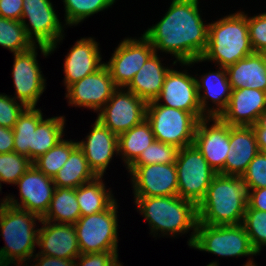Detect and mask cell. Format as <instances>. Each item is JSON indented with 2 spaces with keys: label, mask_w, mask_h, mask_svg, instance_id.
Returning <instances> with one entry per match:
<instances>
[{
  "label": "cell",
  "mask_w": 266,
  "mask_h": 266,
  "mask_svg": "<svg viewBox=\"0 0 266 266\" xmlns=\"http://www.w3.org/2000/svg\"><path fill=\"white\" fill-rule=\"evenodd\" d=\"M198 4V0H172L162 19L142 34L155 53L174 55L173 65L202 58L207 49L209 23L205 25Z\"/></svg>",
  "instance_id": "1"
},
{
  "label": "cell",
  "mask_w": 266,
  "mask_h": 266,
  "mask_svg": "<svg viewBox=\"0 0 266 266\" xmlns=\"http://www.w3.org/2000/svg\"><path fill=\"white\" fill-rule=\"evenodd\" d=\"M249 191L240 176L216 174L197 206L198 223L225 226L242 224Z\"/></svg>",
  "instance_id": "2"
},
{
  "label": "cell",
  "mask_w": 266,
  "mask_h": 266,
  "mask_svg": "<svg viewBox=\"0 0 266 266\" xmlns=\"http://www.w3.org/2000/svg\"><path fill=\"white\" fill-rule=\"evenodd\" d=\"M134 200L137 211L148 222L154 237L158 232L163 236L176 237L180 233L182 235L193 230L188 240V246H192L198 223L197 206L193 202L178 195L135 197Z\"/></svg>",
  "instance_id": "3"
},
{
  "label": "cell",
  "mask_w": 266,
  "mask_h": 266,
  "mask_svg": "<svg viewBox=\"0 0 266 266\" xmlns=\"http://www.w3.org/2000/svg\"><path fill=\"white\" fill-rule=\"evenodd\" d=\"M253 53L247 14L238 11L209 23L208 46L202 58L181 64L190 66L202 61H212L218 67L226 68Z\"/></svg>",
  "instance_id": "4"
},
{
  "label": "cell",
  "mask_w": 266,
  "mask_h": 266,
  "mask_svg": "<svg viewBox=\"0 0 266 266\" xmlns=\"http://www.w3.org/2000/svg\"><path fill=\"white\" fill-rule=\"evenodd\" d=\"M37 220L39 223L42 218L9 204L0 208V235L5 241V246L0 248V262L26 264L33 261L31 257L38 245Z\"/></svg>",
  "instance_id": "5"
},
{
  "label": "cell",
  "mask_w": 266,
  "mask_h": 266,
  "mask_svg": "<svg viewBox=\"0 0 266 266\" xmlns=\"http://www.w3.org/2000/svg\"><path fill=\"white\" fill-rule=\"evenodd\" d=\"M146 119L155 140L175 145L179 149L194 144L198 119L190 112L147 102Z\"/></svg>",
  "instance_id": "6"
},
{
  "label": "cell",
  "mask_w": 266,
  "mask_h": 266,
  "mask_svg": "<svg viewBox=\"0 0 266 266\" xmlns=\"http://www.w3.org/2000/svg\"><path fill=\"white\" fill-rule=\"evenodd\" d=\"M118 205L116 200L104 211L81 216L74 224L80 252H118Z\"/></svg>",
  "instance_id": "7"
},
{
  "label": "cell",
  "mask_w": 266,
  "mask_h": 266,
  "mask_svg": "<svg viewBox=\"0 0 266 266\" xmlns=\"http://www.w3.org/2000/svg\"><path fill=\"white\" fill-rule=\"evenodd\" d=\"M175 164L178 196L198 206L217 173L210 167L195 144L179 149Z\"/></svg>",
  "instance_id": "8"
},
{
  "label": "cell",
  "mask_w": 266,
  "mask_h": 266,
  "mask_svg": "<svg viewBox=\"0 0 266 266\" xmlns=\"http://www.w3.org/2000/svg\"><path fill=\"white\" fill-rule=\"evenodd\" d=\"M191 248L223 257L256 256L242 224L213 226L197 223Z\"/></svg>",
  "instance_id": "9"
},
{
  "label": "cell",
  "mask_w": 266,
  "mask_h": 266,
  "mask_svg": "<svg viewBox=\"0 0 266 266\" xmlns=\"http://www.w3.org/2000/svg\"><path fill=\"white\" fill-rule=\"evenodd\" d=\"M21 23L28 38L36 45L49 47L50 53L56 50L65 34L63 25L50 0H23ZM28 19L29 23H26ZM35 37V39H34Z\"/></svg>",
  "instance_id": "10"
},
{
  "label": "cell",
  "mask_w": 266,
  "mask_h": 266,
  "mask_svg": "<svg viewBox=\"0 0 266 266\" xmlns=\"http://www.w3.org/2000/svg\"><path fill=\"white\" fill-rule=\"evenodd\" d=\"M37 48L45 57L51 54L49 47L37 44L29 50L14 54L12 76L15 95L13 98L26 107H36L46 86V79L37 61Z\"/></svg>",
  "instance_id": "11"
},
{
  "label": "cell",
  "mask_w": 266,
  "mask_h": 266,
  "mask_svg": "<svg viewBox=\"0 0 266 266\" xmlns=\"http://www.w3.org/2000/svg\"><path fill=\"white\" fill-rule=\"evenodd\" d=\"M146 107L144 99L128 89L118 87L98 112L96 119L111 132L120 135L146 119Z\"/></svg>",
  "instance_id": "12"
},
{
  "label": "cell",
  "mask_w": 266,
  "mask_h": 266,
  "mask_svg": "<svg viewBox=\"0 0 266 266\" xmlns=\"http://www.w3.org/2000/svg\"><path fill=\"white\" fill-rule=\"evenodd\" d=\"M154 53L153 46L143 35L139 39L125 38L105 65L115 85L125 88Z\"/></svg>",
  "instance_id": "13"
},
{
  "label": "cell",
  "mask_w": 266,
  "mask_h": 266,
  "mask_svg": "<svg viewBox=\"0 0 266 266\" xmlns=\"http://www.w3.org/2000/svg\"><path fill=\"white\" fill-rule=\"evenodd\" d=\"M134 197L178 195L176 164L130 165Z\"/></svg>",
  "instance_id": "14"
},
{
  "label": "cell",
  "mask_w": 266,
  "mask_h": 266,
  "mask_svg": "<svg viewBox=\"0 0 266 266\" xmlns=\"http://www.w3.org/2000/svg\"><path fill=\"white\" fill-rule=\"evenodd\" d=\"M194 144L210 167L217 174L225 175V160L230 145V125L219 117L200 119L195 129Z\"/></svg>",
  "instance_id": "15"
},
{
  "label": "cell",
  "mask_w": 266,
  "mask_h": 266,
  "mask_svg": "<svg viewBox=\"0 0 266 266\" xmlns=\"http://www.w3.org/2000/svg\"><path fill=\"white\" fill-rule=\"evenodd\" d=\"M117 88L109 69L104 64L96 72L71 84L66 90L65 97L72 107H84L99 112Z\"/></svg>",
  "instance_id": "16"
},
{
  "label": "cell",
  "mask_w": 266,
  "mask_h": 266,
  "mask_svg": "<svg viewBox=\"0 0 266 266\" xmlns=\"http://www.w3.org/2000/svg\"><path fill=\"white\" fill-rule=\"evenodd\" d=\"M19 187L20 202L8 195V204L41 218L46 214L52 200L55 184L53 178L46 176L32 165L14 184Z\"/></svg>",
  "instance_id": "17"
},
{
  "label": "cell",
  "mask_w": 266,
  "mask_h": 266,
  "mask_svg": "<svg viewBox=\"0 0 266 266\" xmlns=\"http://www.w3.org/2000/svg\"><path fill=\"white\" fill-rule=\"evenodd\" d=\"M154 101L159 105L190 112L198 120L206 118L199 104L196 77L186 71L170 69Z\"/></svg>",
  "instance_id": "18"
},
{
  "label": "cell",
  "mask_w": 266,
  "mask_h": 266,
  "mask_svg": "<svg viewBox=\"0 0 266 266\" xmlns=\"http://www.w3.org/2000/svg\"><path fill=\"white\" fill-rule=\"evenodd\" d=\"M85 139L86 141L82 139L77 142L78 147L83 151L93 172L97 176H104L114 154L118 155V135L96 119Z\"/></svg>",
  "instance_id": "19"
},
{
  "label": "cell",
  "mask_w": 266,
  "mask_h": 266,
  "mask_svg": "<svg viewBox=\"0 0 266 266\" xmlns=\"http://www.w3.org/2000/svg\"><path fill=\"white\" fill-rule=\"evenodd\" d=\"M266 109V92L258 89H232L227 108L219 118L230 126H252Z\"/></svg>",
  "instance_id": "20"
},
{
  "label": "cell",
  "mask_w": 266,
  "mask_h": 266,
  "mask_svg": "<svg viewBox=\"0 0 266 266\" xmlns=\"http://www.w3.org/2000/svg\"><path fill=\"white\" fill-rule=\"evenodd\" d=\"M41 225L38 232V254L63 259H76L81 254L73 224L41 221Z\"/></svg>",
  "instance_id": "21"
},
{
  "label": "cell",
  "mask_w": 266,
  "mask_h": 266,
  "mask_svg": "<svg viewBox=\"0 0 266 266\" xmlns=\"http://www.w3.org/2000/svg\"><path fill=\"white\" fill-rule=\"evenodd\" d=\"M98 42L94 38H81L70 48L64 61V86L66 89L73 83L83 79L100 69L105 62L102 57Z\"/></svg>",
  "instance_id": "22"
},
{
  "label": "cell",
  "mask_w": 266,
  "mask_h": 266,
  "mask_svg": "<svg viewBox=\"0 0 266 266\" xmlns=\"http://www.w3.org/2000/svg\"><path fill=\"white\" fill-rule=\"evenodd\" d=\"M196 85L202 113L206 117H219L227 108L232 92L226 69L220 66L217 72L201 75L200 81L196 77ZM207 100H211L215 107L209 108Z\"/></svg>",
  "instance_id": "23"
},
{
  "label": "cell",
  "mask_w": 266,
  "mask_h": 266,
  "mask_svg": "<svg viewBox=\"0 0 266 266\" xmlns=\"http://www.w3.org/2000/svg\"><path fill=\"white\" fill-rule=\"evenodd\" d=\"M258 152V143L252 126H230L225 175L241 177Z\"/></svg>",
  "instance_id": "24"
},
{
  "label": "cell",
  "mask_w": 266,
  "mask_h": 266,
  "mask_svg": "<svg viewBox=\"0 0 266 266\" xmlns=\"http://www.w3.org/2000/svg\"><path fill=\"white\" fill-rule=\"evenodd\" d=\"M232 89L251 88L266 92V62L253 53L225 68Z\"/></svg>",
  "instance_id": "25"
},
{
  "label": "cell",
  "mask_w": 266,
  "mask_h": 266,
  "mask_svg": "<svg viewBox=\"0 0 266 266\" xmlns=\"http://www.w3.org/2000/svg\"><path fill=\"white\" fill-rule=\"evenodd\" d=\"M170 69L168 66L164 67L157 53H154L125 89L130 90L146 102L153 101L161 92L165 77Z\"/></svg>",
  "instance_id": "26"
},
{
  "label": "cell",
  "mask_w": 266,
  "mask_h": 266,
  "mask_svg": "<svg viewBox=\"0 0 266 266\" xmlns=\"http://www.w3.org/2000/svg\"><path fill=\"white\" fill-rule=\"evenodd\" d=\"M97 175L89 167L83 151L77 146L62 168L53 177L55 187L76 189L80 185L90 182Z\"/></svg>",
  "instance_id": "27"
},
{
  "label": "cell",
  "mask_w": 266,
  "mask_h": 266,
  "mask_svg": "<svg viewBox=\"0 0 266 266\" xmlns=\"http://www.w3.org/2000/svg\"><path fill=\"white\" fill-rule=\"evenodd\" d=\"M102 178L103 176H97L92 181L76 188L81 216L102 212L116 200L111 193L112 190L106 189Z\"/></svg>",
  "instance_id": "28"
},
{
  "label": "cell",
  "mask_w": 266,
  "mask_h": 266,
  "mask_svg": "<svg viewBox=\"0 0 266 266\" xmlns=\"http://www.w3.org/2000/svg\"><path fill=\"white\" fill-rule=\"evenodd\" d=\"M154 140L155 137L147 119L118 135V155H121L126 164V168H128Z\"/></svg>",
  "instance_id": "29"
},
{
  "label": "cell",
  "mask_w": 266,
  "mask_h": 266,
  "mask_svg": "<svg viewBox=\"0 0 266 266\" xmlns=\"http://www.w3.org/2000/svg\"><path fill=\"white\" fill-rule=\"evenodd\" d=\"M80 217L76 189L55 187L49 209L41 221L74 225Z\"/></svg>",
  "instance_id": "30"
},
{
  "label": "cell",
  "mask_w": 266,
  "mask_h": 266,
  "mask_svg": "<svg viewBox=\"0 0 266 266\" xmlns=\"http://www.w3.org/2000/svg\"><path fill=\"white\" fill-rule=\"evenodd\" d=\"M65 116L43 119L33 132L32 162L53 148L63 138Z\"/></svg>",
  "instance_id": "31"
},
{
  "label": "cell",
  "mask_w": 266,
  "mask_h": 266,
  "mask_svg": "<svg viewBox=\"0 0 266 266\" xmlns=\"http://www.w3.org/2000/svg\"><path fill=\"white\" fill-rule=\"evenodd\" d=\"M42 111L27 107L14 125V152L27 156L32 161V139L37 125L43 120Z\"/></svg>",
  "instance_id": "32"
},
{
  "label": "cell",
  "mask_w": 266,
  "mask_h": 266,
  "mask_svg": "<svg viewBox=\"0 0 266 266\" xmlns=\"http://www.w3.org/2000/svg\"><path fill=\"white\" fill-rule=\"evenodd\" d=\"M77 146L75 141L62 139L53 148L37 158L33 165L46 176L53 178Z\"/></svg>",
  "instance_id": "33"
},
{
  "label": "cell",
  "mask_w": 266,
  "mask_h": 266,
  "mask_svg": "<svg viewBox=\"0 0 266 266\" xmlns=\"http://www.w3.org/2000/svg\"><path fill=\"white\" fill-rule=\"evenodd\" d=\"M34 45L21 21L0 16V46L15 54L29 50Z\"/></svg>",
  "instance_id": "34"
},
{
  "label": "cell",
  "mask_w": 266,
  "mask_h": 266,
  "mask_svg": "<svg viewBox=\"0 0 266 266\" xmlns=\"http://www.w3.org/2000/svg\"><path fill=\"white\" fill-rule=\"evenodd\" d=\"M116 0H63L65 25L73 26L83 22L89 16L111 7Z\"/></svg>",
  "instance_id": "35"
},
{
  "label": "cell",
  "mask_w": 266,
  "mask_h": 266,
  "mask_svg": "<svg viewBox=\"0 0 266 266\" xmlns=\"http://www.w3.org/2000/svg\"><path fill=\"white\" fill-rule=\"evenodd\" d=\"M242 225L253 249L259 254L262 247L266 246V211L255 210L248 205Z\"/></svg>",
  "instance_id": "36"
},
{
  "label": "cell",
  "mask_w": 266,
  "mask_h": 266,
  "mask_svg": "<svg viewBox=\"0 0 266 266\" xmlns=\"http://www.w3.org/2000/svg\"><path fill=\"white\" fill-rule=\"evenodd\" d=\"M32 165L27 156L16 152L0 153V182L15 184Z\"/></svg>",
  "instance_id": "37"
},
{
  "label": "cell",
  "mask_w": 266,
  "mask_h": 266,
  "mask_svg": "<svg viewBox=\"0 0 266 266\" xmlns=\"http://www.w3.org/2000/svg\"><path fill=\"white\" fill-rule=\"evenodd\" d=\"M179 148L154 140L131 165L174 164Z\"/></svg>",
  "instance_id": "38"
},
{
  "label": "cell",
  "mask_w": 266,
  "mask_h": 266,
  "mask_svg": "<svg viewBox=\"0 0 266 266\" xmlns=\"http://www.w3.org/2000/svg\"><path fill=\"white\" fill-rule=\"evenodd\" d=\"M248 191L266 187V153L258 152L241 176Z\"/></svg>",
  "instance_id": "39"
},
{
  "label": "cell",
  "mask_w": 266,
  "mask_h": 266,
  "mask_svg": "<svg viewBox=\"0 0 266 266\" xmlns=\"http://www.w3.org/2000/svg\"><path fill=\"white\" fill-rule=\"evenodd\" d=\"M13 97L0 94V126L14 128L19 116L27 108L23 103H18Z\"/></svg>",
  "instance_id": "40"
},
{
  "label": "cell",
  "mask_w": 266,
  "mask_h": 266,
  "mask_svg": "<svg viewBox=\"0 0 266 266\" xmlns=\"http://www.w3.org/2000/svg\"><path fill=\"white\" fill-rule=\"evenodd\" d=\"M247 23L252 49L255 53H260L266 48V12L253 17H248L247 14Z\"/></svg>",
  "instance_id": "41"
},
{
  "label": "cell",
  "mask_w": 266,
  "mask_h": 266,
  "mask_svg": "<svg viewBox=\"0 0 266 266\" xmlns=\"http://www.w3.org/2000/svg\"><path fill=\"white\" fill-rule=\"evenodd\" d=\"M118 261L117 252L81 253L75 259V266H115Z\"/></svg>",
  "instance_id": "42"
},
{
  "label": "cell",
  "mask_w": 266,
  "mask_h": 266,
  "mask_svg": "<svg viewBox=\"0 0 266 266\" xmlns=\"http://www.w3.org/2000/svg\"><path fill=\"white\" fill-rule=\"evenodd\" d=\"M23 0H0V16L21 21Z\"/></svg>",
  "instance_id": "43"
},
{
  "label": "cell",
  "mask_w": 266,
  "mask_h": 266,
  "mask_svg": "<svg viewBox=\"0 0 266 266\" xmlns=\"http://www.w3.org/2000/svg\"><path fill=\"white\" fill-rule=\"evenodd\" d=\"M32 258L36 261L34 260L35 264L32 263L31 266H75V259H63L38 253L33 255Z\"/></svg>",
  "instance_id": "44"
},
{
  "label": "cell",
  "mask_w": 266,
  "mask_h": 266,
  "mask_svg": "<svg viewBox=\"0 0 266 266\" xmlns=\"http://www.w3.org/2000/svg\"><path fill=\"white\" fill-rule=\"evenodd\" d=\"M252 128L256 135V141L260 152L266 153V109L260 114L258 121Z\"/></svg>",
  "instance_id": "45"
},
{
  "label": "cell",
  "mask_w": 266,
  "mask_h": 266,
  "mask_svg": "<svg viewBox=\"0 0 266 266\" xmlns=\"http://www.w3.org/2000/svg\"><path fill=\"white\" fill-rule=\"evenodd\" d=\"M248 205L252 209L266 211V187L249 190Z\"/></svg>",
  "instance_id": "46"
},
{
  "label": "cell",
  "mask_w": 266,
  "mask_h": 266,
  "mask_svg": "<svg viewBox=\"0 0 266 266\" xmlns=\"http://www.w3.org/2000/svg\"><path fill=\"white\" fill-rule=\"evenodd\" d=\"M14 152L13 129L0 126V153Z\"/></svg>",
  "instance_id": "47"
},
{
  "label": "cell",
  "mask_w": 266,
  "mask_h": 266,
  "mask_svg": "<svg viewBox=\"0 0 266 266\" xmlns=\"http://www.w3.org/2000/svg\"><path fill=\"white\" fill-rule=\"evenodd\" d=\"M9 265H11V263H4V262H0V266H9ZM14 265L15 266H29L28 265V263H26V264H23V263H20V265H19V263H14Z\"/></svg>",
  "instance_id": "48"
},
{
  "label": "cell",
  "mask_w": 266,
  "mask_h": 266,
  "mask_svg": "<svg viewBox=\"0 0 266 266\" xmlns=\"http://www.w3.org/2000/svg\"><path fill=\"white\" fill-rule=\"evenodd\" d=\"M243 266H257L254 262L252 258H249V260L247 261L246 264H244Z\"/></svg>",
  "instance_id": "49"
},
{
  "label": "cell",
  "mask_w": 266,
  "mask_h": 266,
  "mask_svg": "<svg viewBox=\"0 0 266 266\" xmlns=\"http://www.w3.org/2000/svg\"><path fill=\"white\" fill-rule=\"evenodd\" d=\"M260 54L263 56L264 61L266 62V48L263 49V50L260 52Z\"/></svg>",
  "instance_id": "50"
},
{
  "label": "cell",
  "mask_w": 266,
  "mask_h": 266,
  "mask_svg": "<svg viewBox=\"0 0 266 266\" xmlns=\"http://www.w3.org/2000/svg\"><path fill=\"white\" fill-rule=\"evenodd\" d=\"M206 266H219V263H217L216 261H214V262L209 263Z\"/></svg>",
  "instance_id": "51"
},
{
  "label": "cell",
  "mask_w": 266,
  "mask_h": 266,
  "mask_svg": "<svg viewBox=\"0 0 266 266\" xmlns=\"http://www.w3.org/2000/svg\"><path fill=\"white\" fill-rule=\"evenodd\" d=\"M115 266H123L119 261L115 264Z\"/></svg>",
  "instance_id": "52"
}]
</instances>
